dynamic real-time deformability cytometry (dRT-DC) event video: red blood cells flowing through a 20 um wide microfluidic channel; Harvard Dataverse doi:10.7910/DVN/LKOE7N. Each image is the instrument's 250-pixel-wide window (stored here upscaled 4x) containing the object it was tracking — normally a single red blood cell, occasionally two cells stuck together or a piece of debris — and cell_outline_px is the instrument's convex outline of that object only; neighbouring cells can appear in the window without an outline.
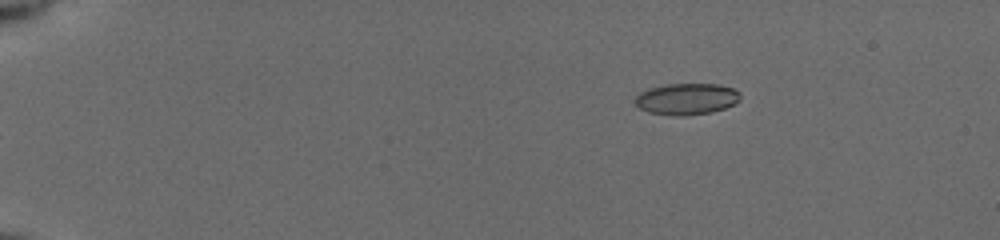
{"species": "common noctule bat (a hibernating species)", "species_latin": "Nyctalus noctula", "temperature_condition": "cold", "stored_images_in_passage": 46, "camera_frame_rate_fps": 3000, "um_per_image_px": 0.085, "animal": {"sex": "female", "body_mass_g": 19.5, "forearm_length_mm": 54.1}, "frame": {"image": 1, "passage_image": 1, "time_ms": 0.0, "image_size_px": [1000, 240], "cell_outline_px": [[740, 100], [736, 104], [712, 112], [684, 116], [672, 116], [648, 112], [640, 108], [632, 100], [640, 92], [648, 88], [668, 84], [720, 84], [732, 88], [740, 92]], "centroid_in_image_um": [58.36, 8.41], "position_along_channel_um": 26.6, "area_um2": 19.54}}
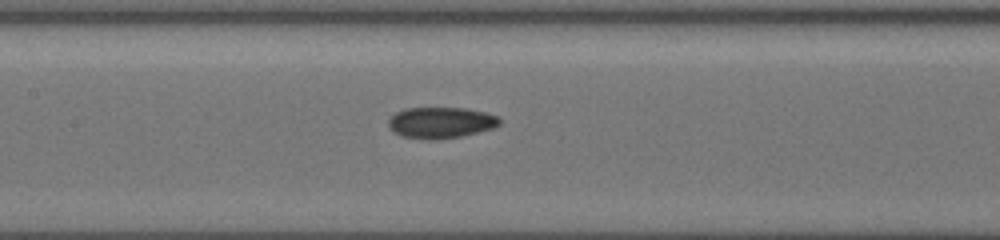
{"frame": {"image": 2, "passage_image": 20, "time_ms": 6.333, "image_size_px": [1000, 240], "cell_outline_px": [[500, 124], [492, 128], [460, 136], [400, 136], [388, 124], [388, 120], [396, 112], [408, 108], [464, 108], [484, 112], [496, 116], [500, 120]], "centroid_in_image_um": [37.49, 10.36], "position_along_channel_um": 169.9, "area_um2": 18.9}}
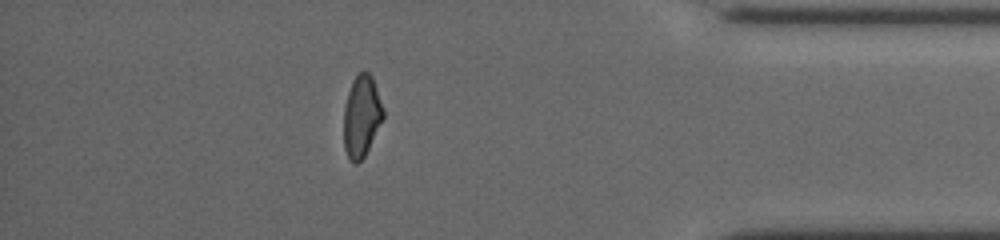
{"frame": {"image": 3, "passage_image": 40, "time_ms": 13.0, "image_size_px": [1000, 240], "cell_outline_px": [[384, 116], [364, 156], [356, 164], [348, 156], [344, 148], [344, 108], [348, 92], [352, 80], [360, 72], [368, 72], [372, 76], [384, 108]], "centroid_in_image_um": [30.73, 9.84], "position_along_channel_um": 404.5, "area_um2": 18.5}, "authors_computed_cell_mechanics": {"area_um2": 19.5942, "velocity_mm_per_s": 3.9436, "shape_relaxation_time_tau1_ms": 4.9292, "shape_relaxation_time_tau2_ms": 5.5877, "deformation_change_tau1": 0.1346, "deformation_change_tau2": 0.0992}}